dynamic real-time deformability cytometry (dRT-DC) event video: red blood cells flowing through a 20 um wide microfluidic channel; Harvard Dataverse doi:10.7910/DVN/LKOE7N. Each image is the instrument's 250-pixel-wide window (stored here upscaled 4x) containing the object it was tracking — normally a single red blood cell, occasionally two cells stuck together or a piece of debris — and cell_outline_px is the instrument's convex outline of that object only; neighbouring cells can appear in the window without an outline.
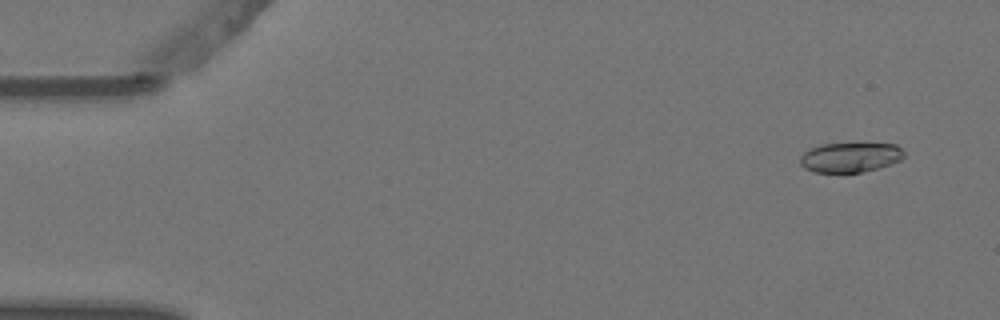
{"species": "Egyptian fruit bat (a non-hibernating species)", "species_latin": "Rousettus aegyptiacus", "temperature_condition": "warm", "stored_images_in_passage": 4, "camera_frame_rate_fps": 3000, "um_per_image_px": 0.085, "animal": {"sex": "female"}, "frame": {"image": 1, "passage_image": 1, "time_ms": 0.0, "image_size_px": [1000, 320], "cell_outline_px": [[904, 156], [900, 160], [892, 164], [880, 168], [860, 172], [816, 172], [804, 168], [800, 164], [800, 156], [804, 152], [820, 144], [896, 144], [904, 152]], "centroid_in_image_um": [72.27, 13.38], "position_along_channel_um": 12.7, "area_um2": 17.92}}
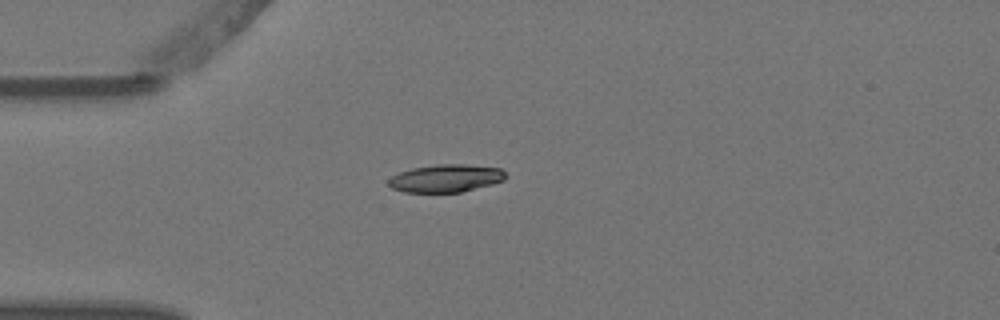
{"frame": {"image": 2, "passage_image": 4, "time_ms": 1.0, "image_size_px": [1000, 320], "cell_outline_px": [[508, 176], [504, 180], [492, 184], [460, 192], [404, 192], [392, 188], [388, 184], [388, 180], [392, 176], [400, 172], [412, 168], [436, 164], [464, 164], [500, 168]], "centroid_in_image_um": [37.9, 15.15], "position_along_channel_um": 47.1, "area_um2": 18.9}}